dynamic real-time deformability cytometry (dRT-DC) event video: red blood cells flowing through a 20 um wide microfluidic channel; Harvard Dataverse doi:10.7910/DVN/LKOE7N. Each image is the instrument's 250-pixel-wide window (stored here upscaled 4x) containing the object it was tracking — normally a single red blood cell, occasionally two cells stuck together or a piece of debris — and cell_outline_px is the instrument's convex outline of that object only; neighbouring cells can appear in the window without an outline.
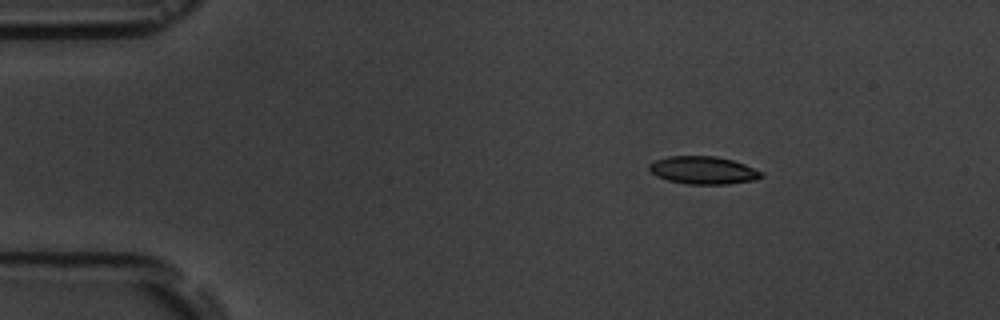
{"species": "common noctule bat (a hibernating species)", "species_latin": "Nyctalus noctula", "temperature_condition": "room temperature", "stored_images_in_passage": 4, "camera_frame_rate_fps": 3000, "um_per_image_px": 0.085, "animal": {"sex": "male", "body_mass_g": 19.5, "forearm_length_mm": 54.6}, "frame": {"image": 1, "passage_image": 1, "time_ms": 0.0, "image_size_px": [1000, 320], "cell_outline_px": [[764, 176], [756, 180], [728, 184], [688, 184], [668, 180], [656, 176], [648, 168], [648, 164], [656, 160], [668, 156], [716, 156], [732, 160], [744, 164], [764, 172]], "centroid_in_image_um": [59.8, 14.47], "position_along_channel_um": 25.2, "area_um2": 18.21}}
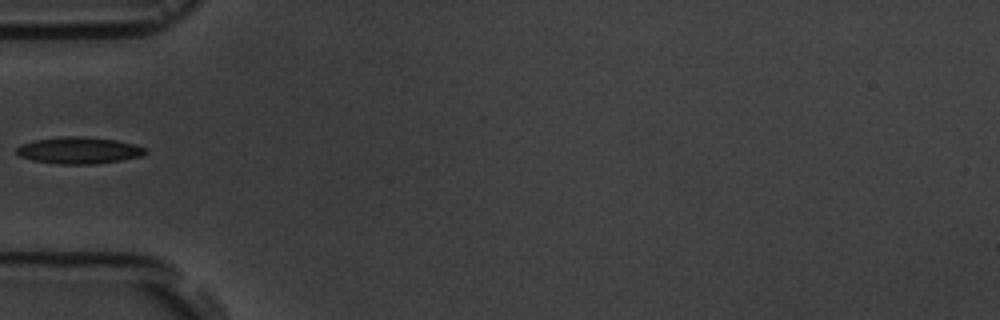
{"frame": {"image": 2, "passage_image": 4, "time_ms": 3.333, "image_size_px": [1000, 320], "cell_outline_px": [[148, 152], [140, 156], [120, 160], [96, 164], [56, 164], [32, 160], [20, 156], [16, 152], [16, 148], [20, 144], [36, 140], [60, 136], [84, 136], [116, 140], [136, 144], [148, 148]], "centroid_in_image_um": [6.72, 12.77], "position_along_channel_um": 78.3, "area_um2": 20.23}}